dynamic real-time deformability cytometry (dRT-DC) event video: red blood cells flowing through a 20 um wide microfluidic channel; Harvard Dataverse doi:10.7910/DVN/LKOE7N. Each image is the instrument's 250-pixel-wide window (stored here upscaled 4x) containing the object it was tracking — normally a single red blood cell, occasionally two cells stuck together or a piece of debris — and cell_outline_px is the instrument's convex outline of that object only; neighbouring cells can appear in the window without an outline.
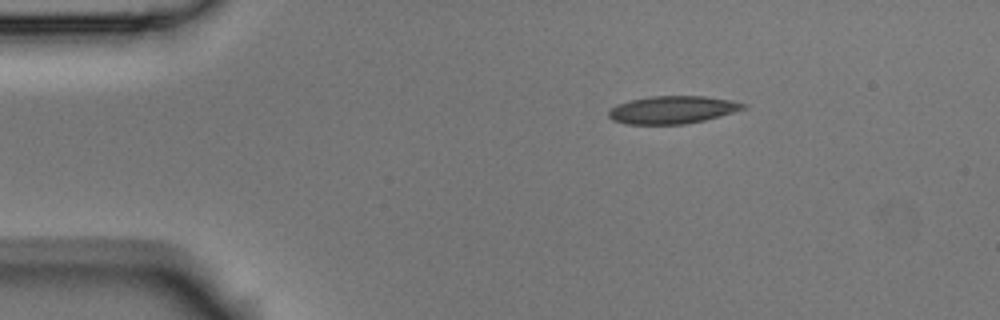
{"species": "Egyptian fruit bat (a non-hibernating species)", "species_latin": "Rousettus aegyptiacus", "temperature_condition": "room temperature", "stored_images_in_passage": 3, "camera_frame_rate_fps": 3000, "um_per_image_px": 0.085, "animal": {"sex": "male"}, "frame": {"image": 1, "passage_image": 1, "time_ms": 0.0, "image_size_px": [1000, 320], "cell_outline_px": [[748, 104], [744, 108], [732, 112], [704, 120], [684, 124], [624, 124], [612, 120], [608, 116], [608, 112], [616, 104], [648, 96], [704, 96], [732, 100]], "centroid_in_image_um": [57.13, 9.33], "position_along_channel_um": 27.9, "area_um2": 21.62}}
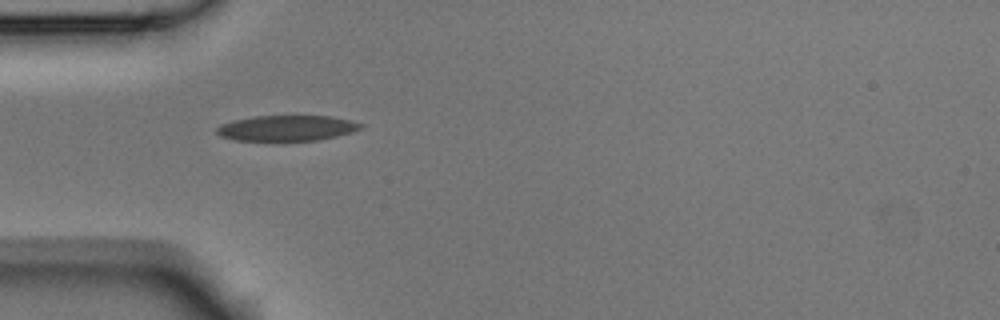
{"frame": {"image": 2, "passage_image": 3, "time_ms": 0.667, "image_size_px": [1000, 320], "cell_outline_px": [[364, 128], [352, 132], [336, 136], [316, 140], [236, 140], [220, 136], [216, 132], [216, 128], [220, 124], [232, 120], [256, 116], [328, 116], [348, 120], [364, 124]], "centroid_in_image_um": [24.37, 10.88], "position_along_channel_um": 60.6, "area_um2": 21.27}}